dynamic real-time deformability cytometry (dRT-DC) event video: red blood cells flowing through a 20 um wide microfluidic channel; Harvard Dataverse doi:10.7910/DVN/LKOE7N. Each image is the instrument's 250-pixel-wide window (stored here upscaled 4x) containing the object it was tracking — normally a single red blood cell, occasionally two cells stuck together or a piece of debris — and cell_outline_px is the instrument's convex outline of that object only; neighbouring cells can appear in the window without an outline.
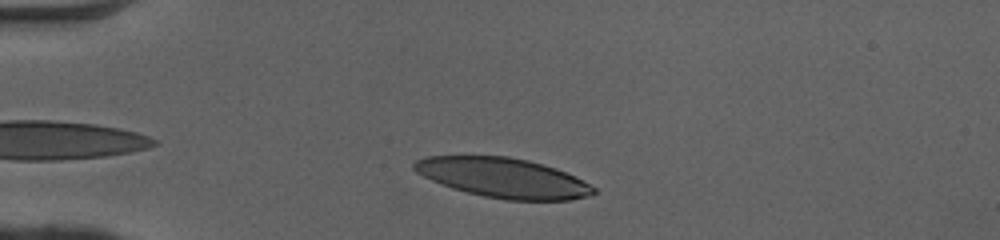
{"species": "human", "species_latin": "Homo sapiens", "temperature_condition": "cold", "stored_images_in_passage": 35, "camera_frame_rate_fps": 3000, "um_per_image_px": 0.085, "donor": {"sex": "female"}, "frame": {"image": 1, "passage_image": 4, "time_ms": 1.0, "image_size_px": [1000, 240], "cell_outline_px": [[596, 192], [588, 196], [568, 200], [504, 200], [484, 196], [452, 188], [432, 180], [416, 172], [412, 168], [412, 164], [416, 160], [428, 156], [508, 156], [528, 160], [556, 168], [596, 188]], "centroid_in_image_um": [42.74, 15.11], "position_along_channel_um": 42.3, "area_um2": 41.15}}
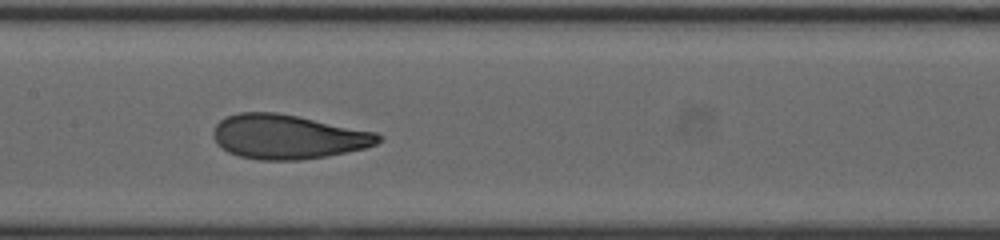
{"frame": {"image": 2, "passage_image": 17, "time_ms": 5.333, "image_size_px": [1000, 240], "cell_outline_px": [[384, 136], [376, 144], [364, 148], [328, 156], [300, 160], [260, 160], [240, 156], [228, 152], [216, 144], [212, 136], [212, 132], [216, 124], [220, 120], [228, 116], [240, 112], [276, 112], [376, 132]], "centroid_in_image_um": [24.44, 11.63], "position_along_channel_um": 183.0, "area_um2": 42.6}}
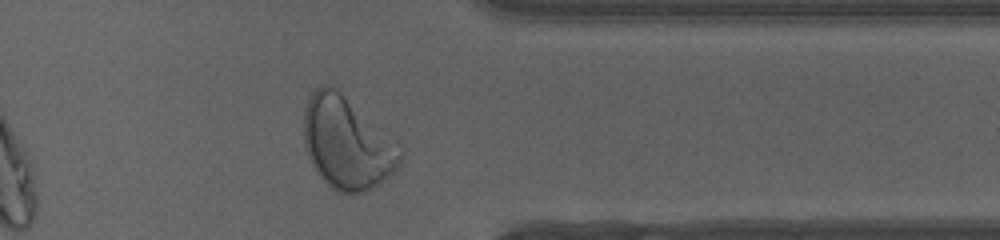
{"frame": {"image": 3, "passage_image": 32, "time_ms": 10.333, "image_size_px": [1000, 240], "cell_outline_px": [[400, 168], [380, 184], [364, 192], [352, 196], [340, 192], [332, 188], [316, 172], [308, 156], [304, 144], [304, 108], [308, 96], [320, 84], [332, 84], [400, 140]], "centroid_in_image_um": [29.54, 12.13], "position_along_channel_um": 381.9, "area_um2": 53.35}, "authors_computed_cell_mechanics": {"area_um2": 42.5986, "velocity_mm_per_s": 4.0743, "shape_relaxation_time_tau1_ms": 3.4372, "shape_relaxation_time_tau2_ms": 0.7752, "deformation_change_tau1": 0.1902, "deformation_change_tau2": 0.0685}}